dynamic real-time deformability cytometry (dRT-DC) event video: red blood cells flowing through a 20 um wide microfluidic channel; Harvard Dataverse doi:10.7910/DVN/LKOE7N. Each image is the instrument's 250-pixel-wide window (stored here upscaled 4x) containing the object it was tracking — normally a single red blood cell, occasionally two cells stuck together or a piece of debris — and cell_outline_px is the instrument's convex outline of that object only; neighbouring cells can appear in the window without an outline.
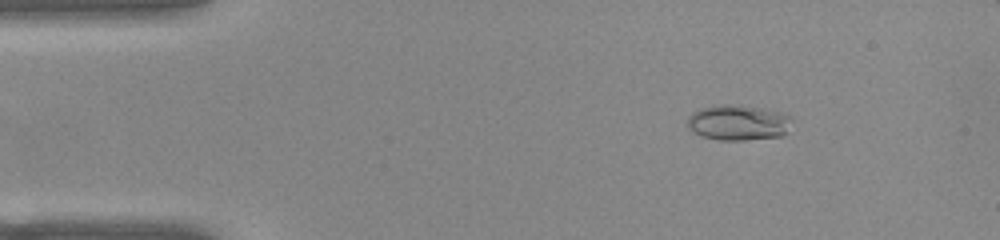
{"species": "common noctule bat (a hibernating species)", "species_latin": "Nyctalus noctula", "temperature_condition": "warm", "stored_images_in_passage": 51, "camera_frame_rate_fps": 3000, "um_per_image_px": 0.085, "animal": {"sex": "female", "body_mass_g": 22.0, "forearm_length_mm": 56.7}, "frame": {"image": 1, "passage_image": 7, "time_ms": 2.0, "image_size_px": [1000, 240], "cell_outline_px": [[792, 120], [788, 132], [780, 136], [744, 140], [720, 140], [700, 136], [692, 132], [688, 128], [688, 116], [692, 112], [700, 108], [720, 104], [724, 104], [760, 108], [780, 112], [792, 116]], "centroid_in_image_um": [62.73, 10.43], "position_along_channel_um": 22.3, "area_um2": 21.68}}
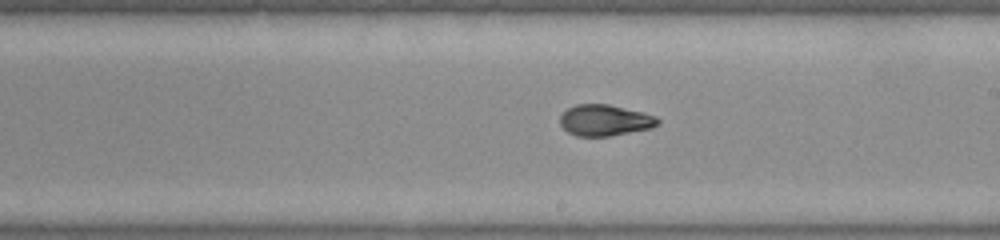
{"frame": {"image": 2, "passage_image": 29, "time_ms": 9.333, "image_size_px": [1000, 240], "cell_outline_px": [[660, 124], [652, 128], [608, 136], [576, 136], [568, 132], [560, 124], [560, 116], [568, 108], [576, 104], [608, 104], [644, 112], [656, 116], [660, 120]], "centroid_in_image_um": [51.44, 10.22], "position_along_channel_um": 237.6, "area_um2": 17.8}}
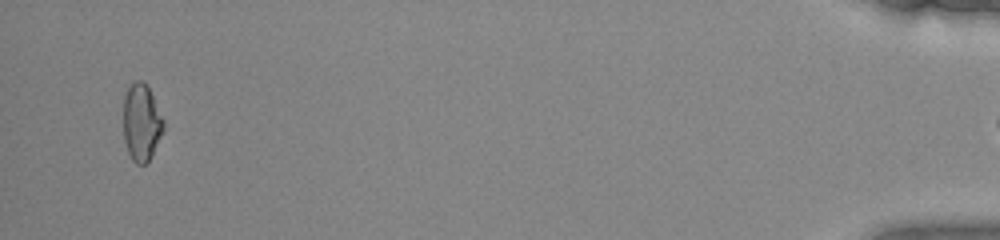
{"frame": {"image": 3, "passage_image": 50, "time_ms": 16.333, "image_size_px": [1000, 240], "cell_outline_px": [[164, 132], [148, 164], [136, 164], [132, 160], [128, 152], [124, 140], [124, 96], [128, 88], [136, 80], [144, 80], [164, 120]], "centroid_in_image_um": [12.04, 10.46], "position_along_channel_um": 423.2, "area_um2": 18.15}, "authors_computed_cell_mechanics": {"area_um2": 18.4382, "velocity_mm_per_s": 3.9169, "shape_relaxation_time_tau1_ms": 6.1007, "shape_relaxation_time_tau2_ms": 1.4043, "deformation_change_tau1": 0.2244, "deformation_change_tau2": 0.0551}}